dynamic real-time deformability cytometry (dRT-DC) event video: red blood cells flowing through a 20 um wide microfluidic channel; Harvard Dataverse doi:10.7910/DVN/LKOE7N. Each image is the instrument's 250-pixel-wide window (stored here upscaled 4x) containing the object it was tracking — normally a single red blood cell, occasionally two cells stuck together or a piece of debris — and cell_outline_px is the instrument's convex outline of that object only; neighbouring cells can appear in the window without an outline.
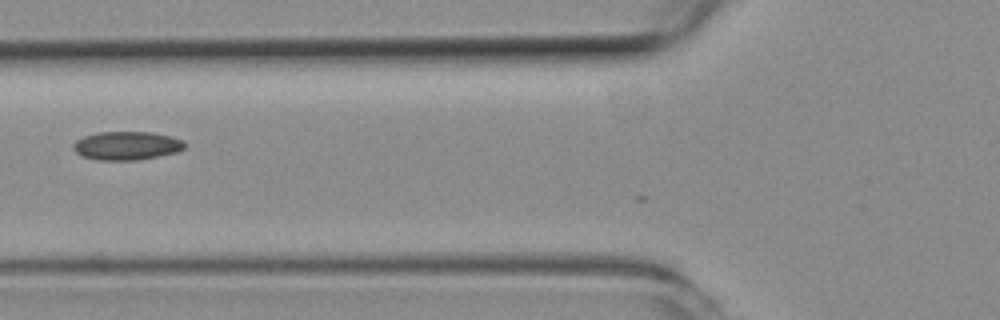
{"species": "common noctule bat (a hibernating species)", "species_latin": "Nyctalus noctula", "temperature_condition": "room temperature", "stored_images_in_passage": 3, "camera_frame_rate_fps": 3000, "um_per_image_px": 0.085, "animal": {"sex": "female", "body_mass_g": 19.3, "forearm_length_mm": 54.1}, "frame": {"image": 1, "passage_image": 2, "time_ms": 0.333, "image_size_px": [1000, 320], "cell_outline_px": [[188, 144], [184, 148], [176, 152], [136, 160], [96, 160], [80, 156], [72, 148], [72, 144], [76, 140], [84, 136], [96, 132], [152, 132], [172, 136], [184, 140]], "centroid_in_image_um": [10.76, 12.37], "position_along_channel_um": 115.0, "area_um2": 18.73}}